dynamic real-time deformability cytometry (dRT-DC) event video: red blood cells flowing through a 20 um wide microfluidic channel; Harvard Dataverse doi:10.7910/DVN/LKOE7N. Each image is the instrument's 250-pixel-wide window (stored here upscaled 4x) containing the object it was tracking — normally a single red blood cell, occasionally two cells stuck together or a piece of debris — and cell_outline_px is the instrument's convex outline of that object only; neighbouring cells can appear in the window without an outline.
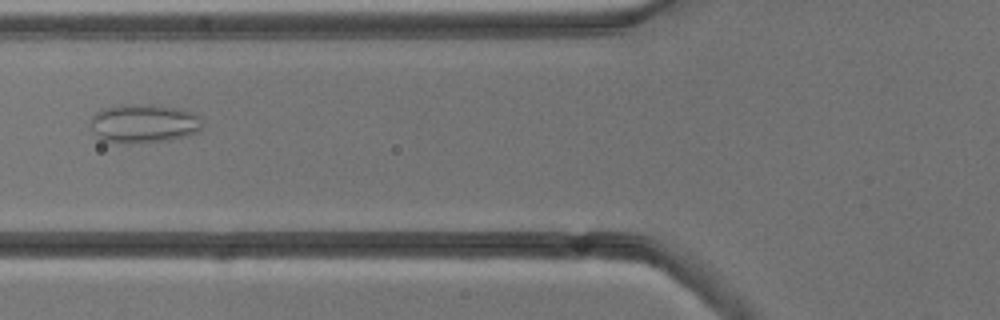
{"species": "common noctule bat (a hibernating species)", "species_latin": "Nyctalus noctula", "temperature_condition": "cold", "stored_images_in_passage": 7, "camera_frame_rate_fps": 3000, "um_per_image_px": 0.085, "animal": {"sex": "male", "body_mass_g": 13.3}, "frame": {"image": 1, "passage_image": 4, "time_ms": 3.667, "image_size_px": [1000, 320], "cell_outline_px": [[200, 128], [196, 132], [184, 136], [168, 140], [100, 140], [96, 136], [92, 128], [92, 116], [96, 112], [104, 108], [120, 104], [152, 104], [192, 112], [200, 116]], "centroid_in_image_um": [12.21, 10.44], "position_along_channel_um": 113.6, "area_um2": 24.16}}
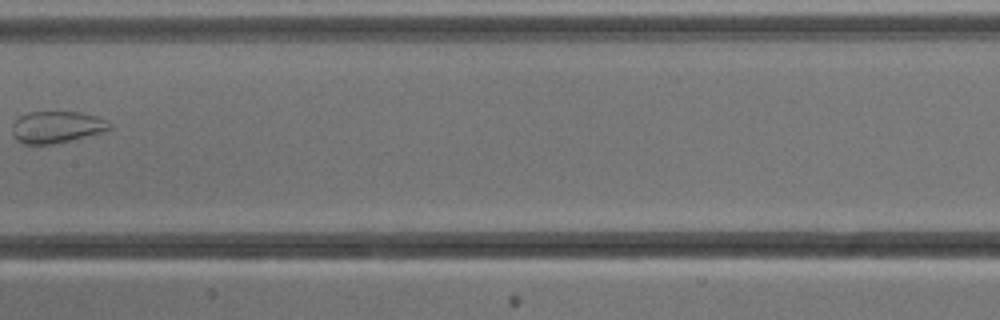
{"frame": {"image": 2, "passage_image": 6, "time_ms": 6.0, "image_size_px": [1000, 320], "cell_outline_px": [[112, 128], [108, 132], [52, 144], [24, 144], [16, 140], [12, 136], [12, 124], [20, 116], [28, 112], [80, 112], [96, 116], [112, 124]], "centroid_in_image_um": [4.84, 10.81], "position_along_channel_um": 202.6, "area_um2": 18.26}}
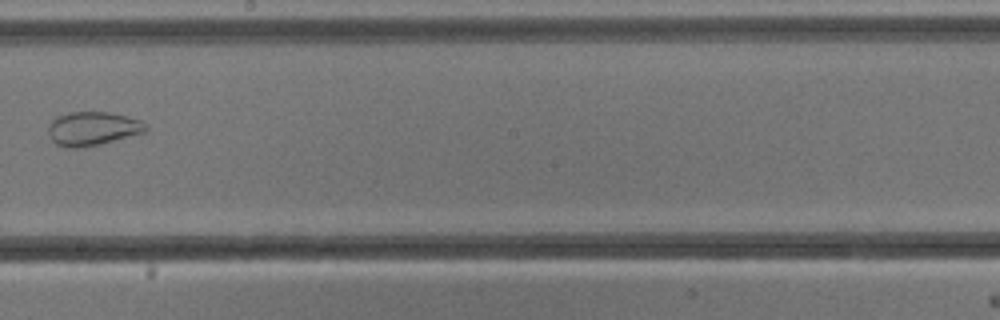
{"frame": {"image": 3, "passage_image": 7, "time_ms": 7.0, "image_size_px": [1000, 320], "cell_outline_px": [[148, 128], [144, 132], [100, 144], [80, 148], [64, 148], [56, 144], [52, 140], [48, 132], [48, 124], [56, 116], [68, 112], [108, 112], [140, 120], [148, 124]], "centroid_in_image_um": [7.83, 10.93], "position_along_channel_um": 240.4, "area_um2": 19.25}}